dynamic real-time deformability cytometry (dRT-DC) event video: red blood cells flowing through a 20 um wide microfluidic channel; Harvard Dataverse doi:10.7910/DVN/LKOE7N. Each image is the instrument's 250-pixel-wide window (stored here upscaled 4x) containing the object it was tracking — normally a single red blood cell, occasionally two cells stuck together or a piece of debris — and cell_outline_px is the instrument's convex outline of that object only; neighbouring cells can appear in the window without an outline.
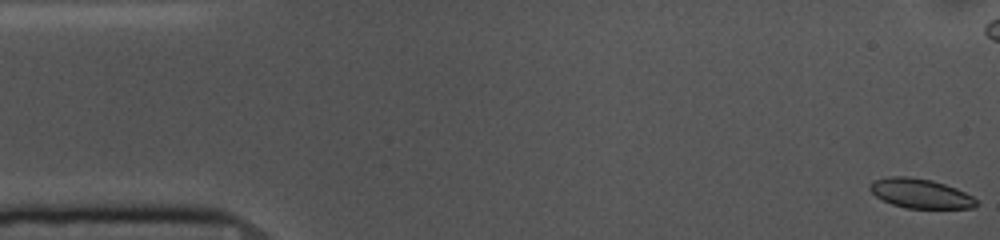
{"species": "common noctule bat (a hibernating species)", "species_latin": "Nyctalus noctula", "temperature_condition": "cold", "stored_images_in_passage": 10, "camera_frame_rate_fps": 3000, "um_per_image_px": 0.085, "animal": {"sex": "female", "body_mass_g": 10.0, "forearm_length_mm": 53.1}, "frame": {"image": 1, "passage_image": 1, "time_ms": 0.0, "image_size_px": [1000, 240], "cell_outline_px": [[980, 204], [976, 208], [904, 208], [892, 204], [876, 196], [868, 188], [876, 180], [888, 176], [908, 176], [932, 180], [956, 188], [972, 196]], "centroid_in_image_um": [78.27, 16.45], "position_along_channel_um": 6.7, "area_um2": 18.21}}